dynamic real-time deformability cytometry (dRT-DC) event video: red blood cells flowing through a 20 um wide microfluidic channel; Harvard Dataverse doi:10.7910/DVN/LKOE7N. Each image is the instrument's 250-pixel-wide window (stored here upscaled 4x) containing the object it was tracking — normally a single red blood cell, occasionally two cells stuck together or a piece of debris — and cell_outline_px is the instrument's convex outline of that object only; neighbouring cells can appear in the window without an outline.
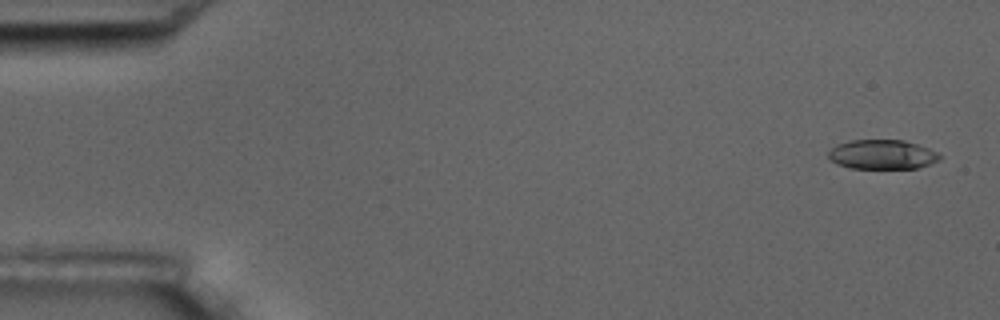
{"species": "common noctule bat (a hibernating species)", "species_latin": "Nyctalus noctula", "temperature_condition": "room temperature", "stored_images_in_passage": 6, "camera_frame_rate_fps": 3000, "um_per_image_px": 0.085, "animal": {"sex": "male", "body_mass_g": 17.5, "forearm_length_mm": 52.3}, "frame": {"image": 1, "passage_image": 1, "time_ms": 0.0, "image_size_px": [1000, 320], "cell_outline_px": [[940, 160], [916, 168], [848, 168], [836, 164], [828, 156], [828, 152], [836, 144], [852, 140], [904, 140], [928, 148], [936, 152], [940, 156]], "centroid_in_image_um": [74.95, 13.13], "position_along_channel_um": 10.0, "area_um2": 18.96}}
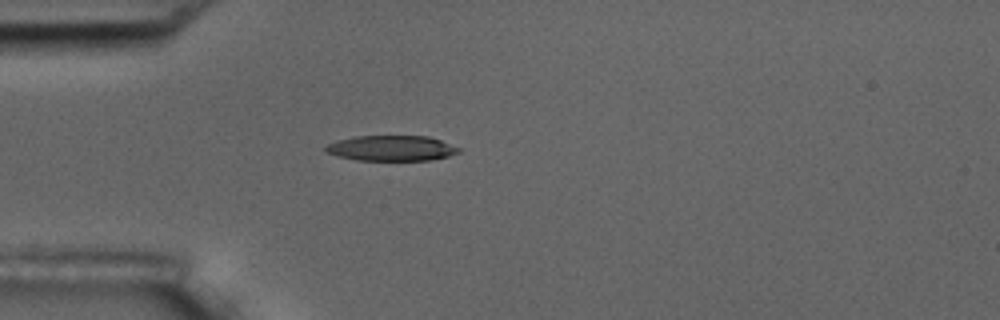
{"frame": {"image": 2, "passage_image": 5, "time_ms": 4.667, "image_size_px": [1000, 320], "cell_outline_px": [[460, 152], [448, 156], [432, 160], [356, 160], [336, 156], [324, 152], [324, 148], [328, 144], [336, 140], [352, 136], [428, 136], [440, 140], [460, 148]], "centroid_in_image_um": [33.22, 12.59], "position_along_channel_um": 51.8, "area_um2": 19.83}}